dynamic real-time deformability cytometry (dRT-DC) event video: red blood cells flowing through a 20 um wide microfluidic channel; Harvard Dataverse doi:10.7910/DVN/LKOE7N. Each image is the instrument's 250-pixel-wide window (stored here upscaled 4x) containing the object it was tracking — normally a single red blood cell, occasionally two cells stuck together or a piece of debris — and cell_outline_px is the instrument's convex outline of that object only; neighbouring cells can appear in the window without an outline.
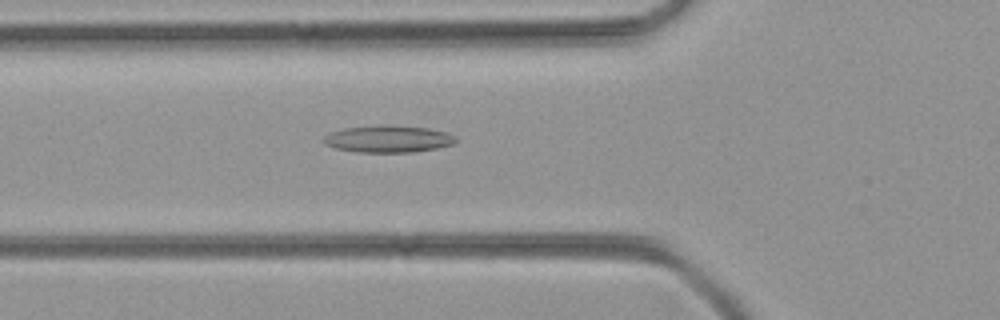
{"species": "common noctule bat (a hibernating species)", "species_latin": "Nyctalus noctula", "temperature_condition": "room temperature", "stored_images_in_passage": 36, "camera_frame_rate_fps": 3000, "um_per_image_px": 0.085, "animal": {"sex": "female", "body_mass_g": 21.9}, "frame": {"image": 1, "passage_image": 4, "time_ms": 1.0, "image_size_px": [1000, 320], "cell_outline_px": [[456, 140], [452, 144], [436, 148], [412, 152], [356, 152], [336, 148], [324, 144], [324, 136], [332, 132], [344, 128], [388, 124], [428, 128], [444, 132], [456, 136]], "centroid_in_image_um": [32.98, 11.8], "position_along_channel_um": 92.8, "area_um2": 20.69}}
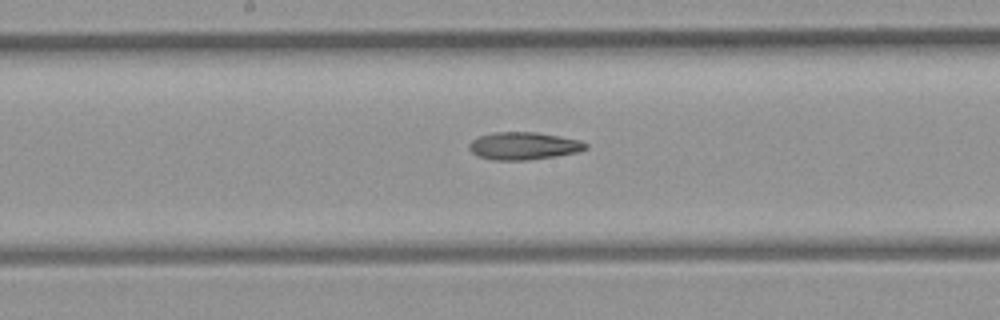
{"frame": {"image": 2, "passage_image": 12, "time_ms": 3.667, "image_size_px": [1000, 320], "cell_outline_px": [[588, 148], [580, 152], [556, 156], [528, 160], [492, 160], [476, 156], [468, 148], [468, 144], [472, 140], [480, 136], [496, 132], [536, 132], [560, 136], [580, 140], [588, 144]], "centroid_in_image_um": [44.52, 12.41], "position_along_channel_um": 203.7, "area_um2": 18.9}}
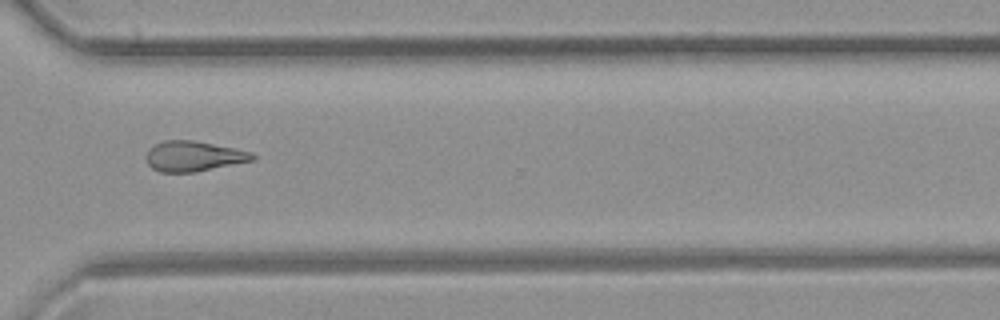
{"frame": {"image": 3, "passage_image": 23, "time_ms": 7.333, "image_size_px": [1000, 320], "cell_outline_px": [[256, 156], [252, 160], [196, 172], [160, 172], [152, 168], [148, 164], [144, 156], [148, 148], [164, 140], [192, 140], [236, 148], [252, 152]], "centroid_in_image_um": [16.41, 13.27], "position_along_channel_um": 354.2, "area_um2": 18.79}}